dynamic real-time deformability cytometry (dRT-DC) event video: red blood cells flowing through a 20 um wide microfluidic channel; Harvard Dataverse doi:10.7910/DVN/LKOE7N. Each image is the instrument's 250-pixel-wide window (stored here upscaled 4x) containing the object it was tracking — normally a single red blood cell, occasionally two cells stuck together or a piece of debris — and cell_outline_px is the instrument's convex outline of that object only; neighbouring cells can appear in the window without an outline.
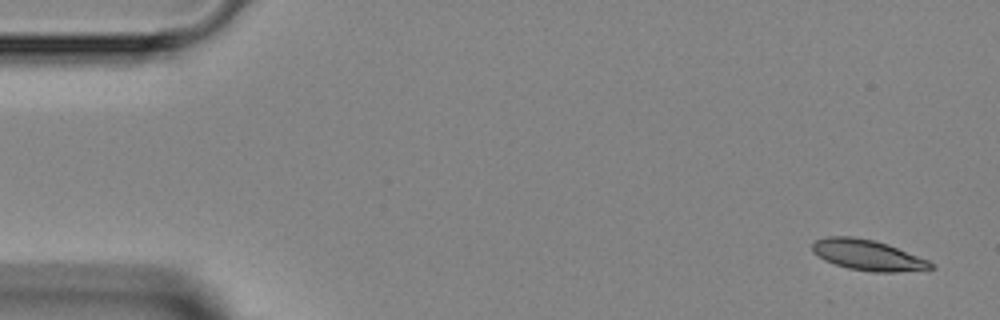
{"species": "Egyptian fruit bat (a non-hibernating species)", "species_latin": "Rousettus aegyptiacus", "temperature_condition": "room temperature", "stored_images_in_passage": 4, "camera_frame_rate_fps": 3000, "um_per_image_px": 0.085, "animal": {"sex": "female"}, "frame": {"image": 1, "passage_image": 1, "time_ms": 0.0, "image_size_px": [1000, 320], "cell_outline_px": [[936, 268], [896, 272], [872, 272], [848, 268], [824, 260], [812, 252], [812, 244], [816, 240], [824, 236], [852, 236], [872, 240], [888, 244], [928, 260], [936, 264]], "centroid_in_image_um": [73.75, 21.68], "position_along_channel_um": 11.2, "area_um2": 21.15}}
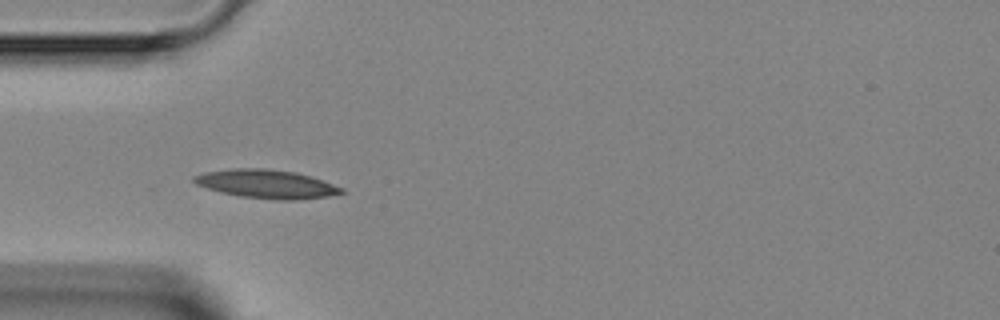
{"frame": {"image": 2, "passage_image": 4, "time_ms": 4.0, "image_size_px": [1000, 320], "cell_outline_px": [[344, 192], [328, 196], [292, 200], [280, 200], [244, 196], [220, 192], [196, 184], [192, 180], [192, 176], [204, 172], [232, 168], [264, 168], [296, 172], [312, 176], [344, 188]], "centroid_in_image_um": [22.65, 15.62], "position_along_channel_um": 62.4, "area_um2": 24.45}}